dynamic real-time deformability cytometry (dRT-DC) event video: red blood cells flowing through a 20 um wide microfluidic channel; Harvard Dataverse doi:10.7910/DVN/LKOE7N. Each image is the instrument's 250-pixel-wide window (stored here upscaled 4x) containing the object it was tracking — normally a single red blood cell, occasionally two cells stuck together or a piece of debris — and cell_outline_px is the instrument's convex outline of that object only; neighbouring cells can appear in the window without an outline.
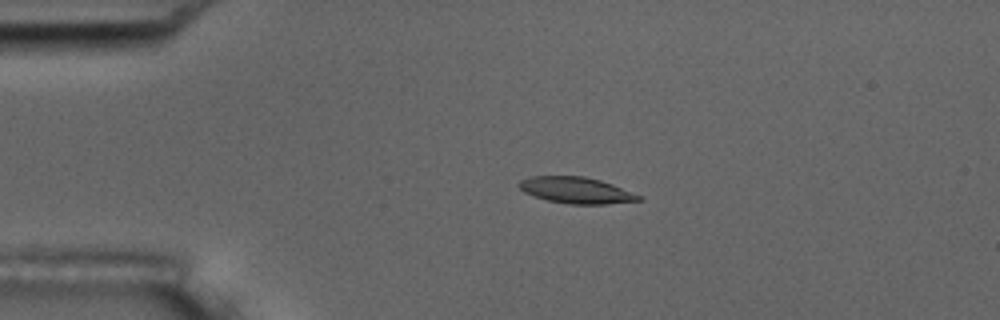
{"species": "common noctule bat (a hibernating species)", "species_latin": "Nyctalus noctula", "temperature_condition": "room temperature", "stored_images_in_passage": 4, "camera_frame_rate_fps": 3000, "um_per_image_px": 0.085, "animal": {"sex": "male", "body_mass_g": 17.5, "forearm_length_mm": 52.3}, "frame": {"image": 1, "passage_image": 3, "time_ms": 3.333, "image_size_px": [1000, 320], "cell_outline_px": [[644, 200], [604, 204], [568, 204], [548, 200], [524, 192], [516, 184], [520, 180], [532, 176], [584, 176], [600, 180], [612, 184], [644, 196]], "centroid_in_image_um": [49.01, 16.17], "position_along_channel_um": 36.0, "area_um2": 18.38}}